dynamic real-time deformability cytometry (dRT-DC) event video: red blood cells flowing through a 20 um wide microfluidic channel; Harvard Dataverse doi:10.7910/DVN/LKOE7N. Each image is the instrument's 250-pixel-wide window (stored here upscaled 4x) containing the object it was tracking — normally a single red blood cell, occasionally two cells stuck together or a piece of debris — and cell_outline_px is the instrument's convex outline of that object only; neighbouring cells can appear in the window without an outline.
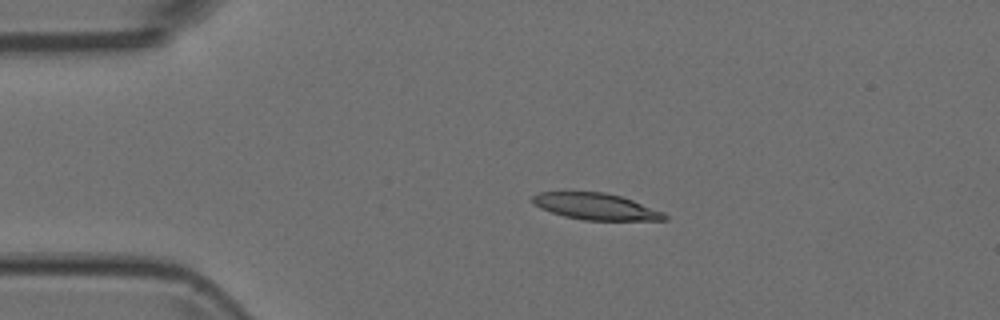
{"species": "Egyptian fruit bat (a non-hibernating species)", "species_latin": "Rousettus aegyptiacus", "temperature_condition": "room temperature", "stored_images_in_passage": 3, "camera_frame_rate_fps": 3000, "um_per_image_px": 0.085, "animal": {"sex": "female"}, "frame": {"image": 1, "passage_image": 2, "time_ms": 0.333, "image_size_px": [1000, 320], "cell_outline_px": [[668, 220], [584, 220], [564, 216], [540, 208], [532, 204], [528, 200], [532, 196], [540, 192], [604, 192], [620, 196], [632, 200], [664, 212], [668, 216]], "centroid_in_image_um": [50.61, 17.55], "position_along_channel_um": 34.4, "area_um2": 20.4}}